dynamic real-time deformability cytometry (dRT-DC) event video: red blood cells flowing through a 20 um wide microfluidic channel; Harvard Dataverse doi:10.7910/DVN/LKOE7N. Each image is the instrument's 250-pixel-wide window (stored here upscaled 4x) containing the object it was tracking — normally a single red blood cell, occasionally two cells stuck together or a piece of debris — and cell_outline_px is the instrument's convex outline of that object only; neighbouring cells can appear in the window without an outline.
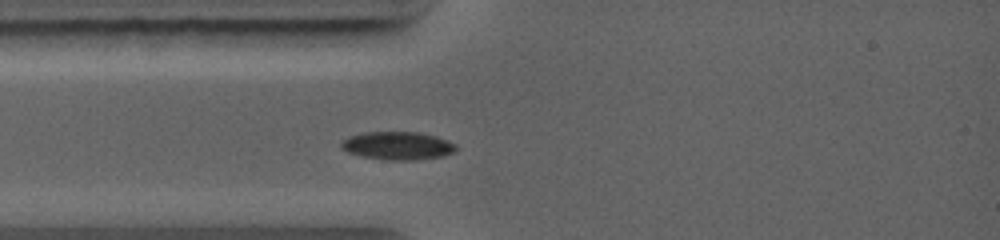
{"species": "common noctule bat (a hibernating species)", "species_latin": "Nyctalus noctula", "temperature_condition": "warm", "stored_images_in_passage": 25, "camera_frame_rate_fps": 5000, "um_per_image_px": 0.085, "animal": {"sex": "female", "body_mass_g": 19.0, "forearm_length_mm": 56.7}, "frame": {"image": 1, "passage_image": 1, "time_ms": 0.0, "image_size_px": [1000, 240], "cell_outline_px": [[456, 152], [444, 156], [412, 160], [384, 160], [360, 156], [348, 152], [340, 148], [340, 140], [364, 132], [420, 132], [436, 136], [456, 144]], "centroid_in_image_um": [33.79, 12.39], "position_along_channel_um": 51.2, "area_um2": 18.96}}
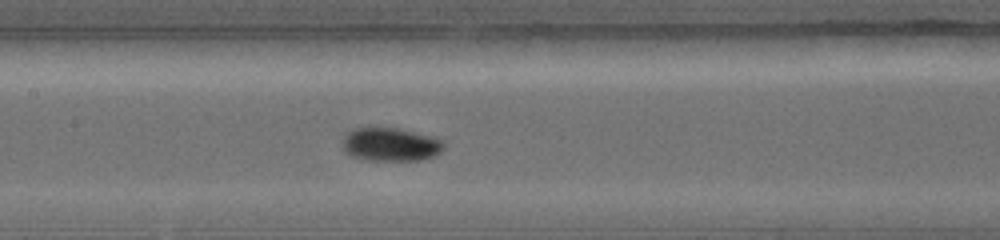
{"frame": {"image": 2, "passage_image": 7, "time_ms": 2.6, "image_size_px": [1000, 240], "cell_outline_px": [[444, 148], [440, 152], [432, 156], [420, 160], [364, 160], [348, 156], [344, 152], [344, 136], [352, 128], [400, 128], [444, 140]], "centroid_in_image_um": [33.18, 12.28], "position_along_channel_um": 174.2, "area_um2": 19.77}}
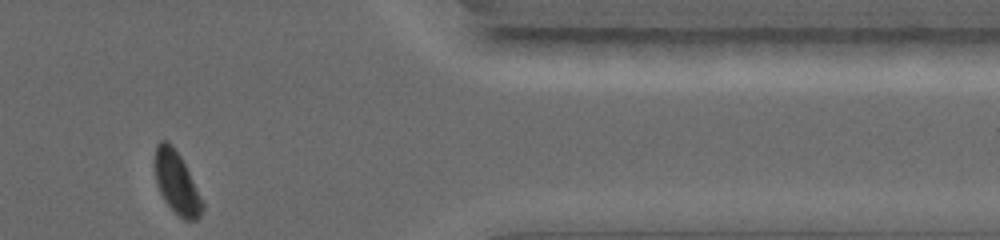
{"frame": {"image": 3, "passage_image": 24, "time_ms": 7.8, "image_size_px": [1000, 240], "cell_outline_px": [[204, 208], [200, 216], [196, 220], [184, 220], [164, 200], [160, 192], [156, 180], [156, 144], [160, 140], [168, 140], [172, 144], [180, 156], [204, 204]], "centroid_in_image_um": [15.02, 15.53], "position_along_channel_um": 396.4, "area_um2": 16.7}}